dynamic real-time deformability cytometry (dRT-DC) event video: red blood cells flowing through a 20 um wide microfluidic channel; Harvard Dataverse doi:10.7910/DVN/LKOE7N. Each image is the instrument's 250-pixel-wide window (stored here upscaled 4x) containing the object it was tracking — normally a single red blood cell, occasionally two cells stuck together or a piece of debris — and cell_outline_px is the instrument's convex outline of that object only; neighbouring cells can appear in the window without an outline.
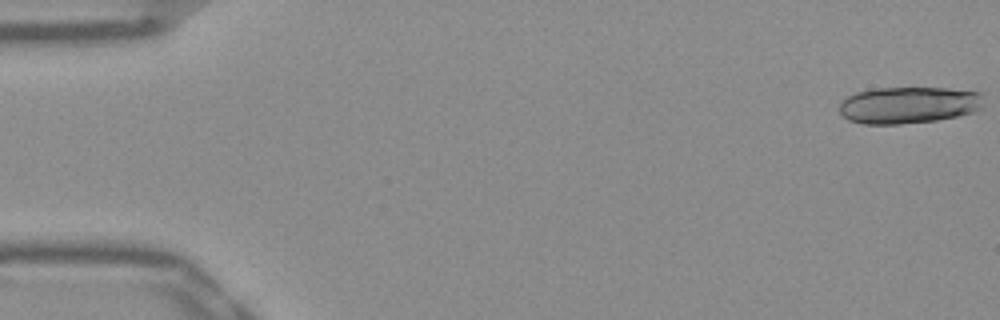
{"species": "Egyptian fruit bat (a non-hibernating species)", "species_latin": "Rousettus aegyptiacus", "temperature_condition": "warm", "stored_images_in_passage": 18, "camera_frame_rate_fps": 3000, "um_per_image_px": 0.085, "frame": {"image": 1, "passage_image": 1, "time_ms": 0.0, "image_size_px": [1000, 320], "cell_outline_px": [[980, 108], [972, 112], [956, 116], [936, 120], [900, 124], [864, 124], [848, 120], [840, 112], [840, 104], [848, 96], [856, 92], [872, 88], [948, 88], [980, 92]], "centroid_in_image_um": [77.18, 8.92], "position_along_channel_um": 7.8, "area_um2": 30.63}}